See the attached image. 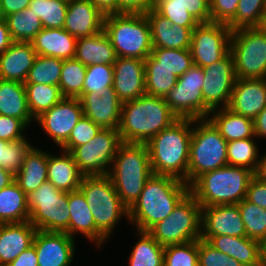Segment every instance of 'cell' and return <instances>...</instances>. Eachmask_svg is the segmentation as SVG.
<instances>
[{
  "mask_svg": "<svg viewBox=\"0 0 266 266\" xmlns=\"http://www.w3.org/2000/svg\"><path fill=\"white\" fill-rule=\"evenodd\" d=\"M116 129H102L88 143L75 147L70 153L84 176L108 175L119 145Z\"/></svg>",
  "mask_w": 266,
  "mask_h": 266,
  "instance_id": "13",
  "label": "cell"
},
{
  "mask_svg": "<svg viewBox=\"0 0 266 266\" xmlns=\"http://www.w3.org/2000/svg\"><path fill=\"white\" fill-rule=\"evenodd\" d=\"M245 199L266 209V183L253 177L249 182Z\"/></svg>",
  "mask_w": 266,
  "mask_h": 266,
  "instance_id": "55",
  "label": "cell"
},
{
  "mask_svg": "<svg viewBox=\"0 0 266 266\" xmlns=\"http://www.w3.org/2000/svg\"><path fill=\"white\" fill-rule=\"evenodd\" d=\"M59 156L48 153V181L54 187L71 192L78 190L84 175L79 171L78 165L70 152L62 151Z\"/></svg>",
  "mask_w": 266,
  "mask_h": 266,
  "instance_id": "30",
  "label": "cell"
},
{
  "mask_svg": "<svg viewBox=\"0 0 266 266\" xmlns=\"http://www.w3.org/2000/svg\"><path fill=\"white\" fill-rule=\"evenodd\" d=\"M219 235L247 236L238 204L201 208V236Z\"/></svg>",
  "mask_w": 266,
  "mask_h": 266,
  "instance_id": "19",
  "label": "cell"
},
{
  "mask_svg": "<svg viewBox=\"0 0 266 266\" xmlns=\"http://www.w3.org/2000/svg\"><path fill=\"white\" fill-rule=\"evenodd\" d=\"M201 205L189 193L148 233L162 246L184 244L201 237Z\"/></svg>",
  "mask_w": 266,
  "mask_h": 266,
  "instance_id": "10",
  "label": "cell"
},
{
  "mask_svg": "<svg viewBox=\"0 0 266 266\" xmlns=\"http://www.w3.org/2000/svg\"><path fill=\"white\" fill-rule=\"evenodd\" d=\"M258 148L253 138L227 142L228 165L243 167L253 173L258 166Z\"/></svg>",
  "mask_w": 266,
  "mask_h": 266,
  "instance_id": "44",
  "label": "cell"
},
{
  "mask_svg": "<svg viewBox=\"0 0 266 266\" xmlns=\"http://www.w3.org/2000/svg\"><path fill=\"white\" fill-rule=\"evenodd\" d=\"M68 206L69 236L73 238L75 233L80 232L88 240L95 242L97 248H100L106 238L97 230L89 205L79 189L68 192Z\"/></svg>",
  "mask_w": 266,
  "mask_h": 266,
  "instance_id": "28",
  "label": "cell"
},
{
  "mask_svg": "<svg viewBox=\"0 0 266 266\" xmlns=\"http://www.w3.org/2000/svg\"><path fill=\"white\" fill-rule=\"evenodd\" d=\"M29 221L28 196L16 181L0 190V224Z\"/></svg>",
  "mask_w": 266,
  "mask_h": 266,
  "instance_id": "35",
  "label": "cell"
},
{
  "mask_svg": "<svg viewBox=\"0 0 266 266\" xmlns=\"http://www.w3.org/2000/svg\"><path fill=\"white\" fill-rule=\"evenodd\" d=\"M86 68L75 58L63 60L58 85L63 97L79 98L82 95Z\"/></svg>",
  "mask_w": 266,
  "mask_h": 266,
  "instance_id": "42",
  "label": "cell"
},
{
  "mask_svg": "<svg viewBox=\"0 0 266 266\" xmlns=\"http://www.w3.org/2000/svg\"><path fill=\"white\" fill-rule=\"evenodd\" d=\"M69 0H31L30 11L41 19L44 28H63Z\"/></svg>",
  "mask_w": 266,
  "mask_h": 266,
  "instance_id": "43",
  "label": "cell"
},
{
  "mask_svg": "<svg viewBox=\"0 0 266 266\" xmlns=\"http://www.w3.org/2000/svg\"><path fill=\"white\" fill-rule=\"evenodd\" d=\"M29 221L37 230L69 235L68 193L46 181L28 195Z\"/></svg>",
  "mask_w": 266,
  "mask_h": 266,
  "instance_id": "9",
  "label": "cell"
},
{
  "mask_svg": "<svg viewBox=\"0 0 266 266\" xmlns=\"http://www.w3.org/2000/svg\"><path fill=\"white\" fill-rule=\"evenodd\" d=\"M0 115L20 119L27 127L35 120L28 109L23 82L0 79Z\"/></svg>",
  "mask_w": 266,
  "mask_h": 266,
  "instance_id": "33",
  "label": "cell"
},
{
  "mask_svg": "<svg viewBox=\"0 0 266 266\" xmlns=\"http://www.w3.org/2000/svg\"><path fill=\"white\" fill-rule=\"evenodd\" d=\"M203 71L205 74L202 87L204 105L210 111L219 109L221 106V108H228L237 79L231 52L223 59L203 68Z\"/></svg>",
  "mask_w": 266,
  "mask_h": 266,
  "instance_id": "15",
  "label": "cell"
},
{
  "mask_svg": "<svg viewBox=\"0 0 266 266\" xmlns=\"http://www.w3.org/2000/svg\"><path fill=\"white\" fill-rule=\"evenodd\" d=\"M199 266H243L235 258L216 250L205 240H198Z\"/></svg>",
  "mask_w": 266,
  "mask_h": 266,
  "instance_id": "51",
  "label": "cell"
},
{
  "mask_svg": "<svg viewBox=\"0 0 266 266\" xmlns=\"http://www.w3.org/2000/svg\"><path fill=\"white\" fill-rule=\"evenodd\" d=\"M253 124L255 136L266 138V107L253 120Z\"/></svg>",
  "mask_w": 266,
  "mask_h": 266,
  "instance_id": "59",
  "label": "cell"
},
{
  "mask_svg": "<svg viewBox=\"0 0 266 266\" xmlns=\"http://www.w3.org/2000/svg\"><path fill=\"white\" fill-rule=\"evenodd\" d=\"M146 94L164 98L176 85L178 77L165 67H145Z\"/></svg>",
  "mask_w": 266,
  "mask_h": 266,
  "instance_id": "47",
  "label": "cell"
},
{
  "mask_svg": "<svg viewBox=\"0 0 266 266\" xmlns=\"http://www.w3.org/2000/svg\"><path fill=\"white\" fill-rule=\"evenodd\" d=\"M5 19L4 10L2 6V0H0V20Z\"/></svg>",
  "mask_w": 266,
  "mask_h": 266,
  "instance_id": "64",
  "label": "cell"
},
{
  "mask_svg": "<svg viewBox=\"0 0 266 266\" xmlns=\"http://www.w3.org/2000/svg\"><path fill=\"white\" fill-rule=\"evenodd\" d=\"M151 30L153 48L190 49L195 27L172 24L154 8L145 13Z\"/></svg>",
  "mask_w": 266,
  "mask_h": 266,
  "instance_id": "24",
  "label": "cell"
},
{
  "mask_svg": "<svg viewBox=\"0 0 266 266\" xmlns=\"http://www.w3.org/2000/svg\"><path fill=\"white\" fill-rule=\"evenodd\" d=\"M190 193L184 181L167 175L153 174L134 205L128 210V220L137 231L148 232L165 219Z\"/></svg>",
  "mask_w": 266,
  "mask_h": 266,
  "instance_id": "1",
  "label": "cell"
},
{
  "mask_svg": "<svg viewBox=\"0 0 266 266\" xmlns=\"http://www.w3.org/2000/svg\"><path fill=\"white\" fill-rule=\"evenodd\" d=\"M37 54L31 42H13L0 55V79L25 82Z\"/></svg>",
  "mask_w": 266,
  "mask_h": 266,
  "instance_id": "27",
  "label": "cell"
},
{
  "mask_svg": "<svg viewBox=\"0 0 266 266\" xmlns=\"http://www.w3.org/2000/svg\"><path fill=\"white\" fill-rule=\"evenodd\" d=\"M211 113L214 115L211 116ZM209 116L208 119L227 142L255 137L253 119L251 118L236 114L229 108L212 110Z\"/></svg>",
  "mask_w": 266,
  "mask_h": 266,
  "instance_id": "34",
  "label": "cell"
},
{
  "mask_svg": "<svg viewBox=\"0 0 266 266\" xmlns=\"http://www.w3.org/2000/svg\"><path fill=\"white\" fill-rule=\"evenodd\" d=\"M14 41L11 38L9 29L7 27V23L5 19L0 20V55L6 51V49L13 43Z\"/></svg>",
  "mask_w": 266,
  "mask_h": 266,
  "instance_id": "58",
  "label": "cell"
},
{
  "mask_svg": "<svg viewBox=\"0 0 266 266\" xmlns=\"http://www.w3.org/2000/svg\"><path fill=\"white\" fill-rule=\"evenodd\" d=\"M11 38L15 42H31L44 28L41 19L29 7L5 16Z\"/></svg>",
  "mask_w": 266,
  "mask_h": 266,
  "instance_id": "37",
  "label": "cell"
},
{
  "mask_svg": "<svg viewBox=\"0 0 266 266\" xmlns=\"http://www.w3.org/2000/svg\"><path fill=\"white\" fill-rule=\"evenodd\" d=\"M77 38L65 29L43 28L31 41L37 55L72 59L75 56Z\"/></svg>",
  "mask_w": 266,
  "mask_h": 266,
  "instance_id": "29",
  "label": "cell"
},
{
  "mask_svg": "<svg viewBox=\"0 0 266 266\" xmlns=\"http://www.w3.org/2000/svg\"><path fill=\"white\" fill-rule=\"evenodd\" d=\"M266 107V79H236L228 108L255 119Z\"/></svg>",
  "mask_w": 266,
  "mask_h": 266,
  "instance_id": "23",
  "label": "cell"
},
{
  "mask_svg": "<svg viewBox=\"0 0 266 266\" xmlns=\"http://www.w3.org/2000/svg\"><path fill=\"white\" fill-rule=\"evenodd\" d=\"M254 173L243 167L226 165L199 176L189 187L201 207L238 204L245 199Z\"/></svg>",
  "mask_w": 266,
  "mask_h": 266,
  "instance_id": "5",
  "label": "cell"
},
{
  "mask_svg": "<svg viewBox=\"0 0 266 266\" xmlns=\"http://www.w3.org/2000/svg\"><path fill=\"white\" fill-rule=\"evenodd\" d=\"M27 126L15 117L0 115V139L7 142L25 138L23 131Z\"/></svg>",
  "mask_w": 266,
  "mask_h": 266,
  "instance_id": "53",
  "label": "cell"
},
{
  "mask_svg": "<svg viewBox=\"0 0 266 266\" xmlns=\"http://www.w3.org/2000/svg\"><path fill=\"white\" fill-rule=\"evenodd\" d=\"M266 14V0H240L235 17L227 24L231 31L262 27Z\"/></svg>",
  "mask_w": 266,
  "mask_h": 266,
  "instance_id": "40",
  "label": "cell"
},
{
  "mask_svg": "<svg viewBox=\"0 0 266 266\" xmlns=\"http://www.w3.org/2000/svg\"><path fill=\"white\" fill-rule=\"evenodd\" d=\"M105 15L117 13V0H90Z\"/></svg>",
  "mask_w": 266,
  "mask_h": 266,
  "instance_id": "60",
  "label": "cell"
},
{
  "mask_svg": "<svg viewBox=\"0 0 266 266\" xmlns=\"http://www.w3.org/2000/svg\"><path fill=\"white\" fill-rule=\"evenodd\" d=\"M260 249H261V258L265 262L266 261V236L260 242Z\"/></svg>",
  "mask_w": 266,
  "mask_h": 266,
  "instance_id": "63",
  "label": "cell"
},
{
  "mask_svg": "<svg viewBox=\"0 0 266 266\" xmlns=\"http://www.w3.org/2000/svg\"><path fill=\"white\" fill-rule=\"evenodd\" d=\"M192 124V119H177L146 143L153 174L175 177L188 184Z\"/></svg>",
  "mask_w": 266,
  "mask_h": 266,
  "instance_id": "2",
  "label": "cell"
},
{
  "mask_svg": "<svg viewBox=\"0 0 266 266\" xmlns=\"http://www.w3.org/2000/svg\"><path fill=\"white\" fill-rule=\"evenodd\" d=\"M247 237L261 242L266 236V209L246 199L238 203Z\"/></svg>",
  "mask_w": 266,
  "mask_h": 266,
  "instance_id": "45",
  "label": "cell"
},
{
  "mask_svg": "<svg viewBox=\"0 0 266 266\" xmlns=\"http://www.w3.org/2000/svg\"><path fill=\"white\" fill-rule=\"evenodd\" d=\"M163 266H199L198 240L165 246Z\"/></svg>",
  "mask_w": 266,
  "mask_h": 266,
  "instance_id": "49",
  "label": "cell"
},
{
  "mask_svg": "<svg viewBox=\"0 0 266 266\" xmlns=\"http://www.w3.org/2000/svg\"><path fill=\"white\" fill-rule=\"evenodd\" d=\"M63 59L37 55L24 84L59 85Z\"/></svg>",
  "mask_w": 266,
  "mask_h": 266,
  "instance_id": "41",
  "label": "cell"
},
{
  "mask_svg": "<svg viewBox=\"0 0 266 266\" xmlns=\"http://www.w3.org/2000/svg\"><path fill=\"white\" fill-rule=\"evenodd\" d=\"M84 116L102 129L118 130L122 112V102L113 87L106 89L104 96L95 92L82 93L79 97Z\"/></svg>",
  "mask_w": 266,
  "mask_h": 266,
  "instance_id": "20",
  "label": "cell"
},
{
  "mask_svg": "<svg viewBox=\"0 0 266 266\" xmlns=\"http://www.w3.org/2000/svg\"><path fill=\"white\" fill-rule=\"evenodd\" d=\"M108 173L122 204L129 210L153 175L146 143L122 142Z\"/></svg>",
  "mask_w": 266,
  "mask_h": 266,
  "instance_id": "4",
  "label": "cell"
},
{
  "mask_svg": "<svg viewBox=\"0 0 266 266\" xmlns=\"http://www.w3.org/2000/svg\"><path fill=\"white\" fill-rule=\"evenodd\" d=\"M74 58L85 66L92 64L113 65L117 55L110 39L102 30L93 36L77 38Z\"/></svg>",
  "mask_w": 266,
  "mask_h": 266,
  "instance_id": "31",
  "label": "cell"
},
{
  "mask_svg": "<svg viewBox=\"0 0 266 266\" xmlns=\"http://www.w3.org/2000/svg\"><path fill=\"white\" fill-rule=\"evenodd\" d=\"M177 119L164 98L144 94L123 102L118 132L122 142L147 143Z\"/></svg>",
  "mask_w": 266,
  "mask_h": 266,
  "instance_id": "3",
  "label": "cell"
},
{
  "mask_svg": "<svg viewBox=\"0 0 266 266\" xmlns=\"http://www.w3.org/2000/svg\"><path fill=\"white\" fill-rule=\"evenodd\" d=\"M230 52L237 79H266V30L263 27L232 31Z\"/></svg>",
  "mask_w": 266,
  "mask_h": 266,
  "instance_id": "11",
  "label": "cell"
},
{
  "mask_svg": "<svg viewBox=\"0 0 266 266\" xmlns=\"http://www.w3.org/2000/svg\"><path fill=\"white\" fill-rule=\"evenodd\" d=\"M101 130L102 128L100 126L83 115L77 122V125L72 129L67 142L61 147V150L71 152L75 147L88 143Z\"/></svg>",
  "mask_w": 266,
  "mask_h": 266,
  "instance_id": "50",
  "label": "cell"
},
{
  "mask_svg": "<svg viewBox=\"0 0 266 266\" xmlns=\"http://www.w3.org/2000/svg\"><path fill=\"white\" fill-rule=\"evenodd\" d=\"M24 85L28 109L34 119L64 98L60 92L59 86L44 84Z\"/></svg>",
  "mask_w": 266,
  "mask_h": 266,
  "instance_id": "38",
  "label": "cell"
},
{
  "mask_svg": "<svg viewBox=\"0 0 266 266\" xmlns=\"http://www.w3.org/2000/svg\"><path fill=\"white\" fill-rule=\"evenodd\" d=\"M204 71L193 65L186 73L178 77L176 85L164 97L171 112L178 119L208 118L210 110L204 105L202 87Z\"/></svg>",
  "mask_w": 266,
  "mask_h": 266,
  "instance_id": "12",
  "label": "cell"
},
{
  "mask_svg": "<svg viewBox=\"0 0 266 266\" xmlns=\"http://www.w3.org/2000/svg\"><path fill=\"white\" fill-rule=\"evenodd\" d=\"M103 30L117 57L145 60L153 50L150 25L145 14H106Z\"/></svg>",
  "mask_w": 266,
  "mask_h": 266,
  "instance_id": "6",
  "label": "cell"
},
{
  "mask_svg": "<svg viewBox=\"0 0 266 266\" xmlns=\"http://www.w3.org/2000/svg\"><path fill=\"white\" fill-rule=\"evenodd\" d=\"M30 2L31 0H2L4 15L8 16L22 11L26 7H29Z\"/></svg>",
  "mask_w": 266,
  "mask_h": 266,
  "instance_id": "57",
  "label": "cell"
},
{
  "mask_svg": "<svg viewBox=\"0 0 266 266\" xmlns=\"http://www.w3.org/2000/svg\"><path fill=\"white\" fill-rule=\"evenodd\" d=\"M104 20L90 0H69L63 29L76 38L93 36L103 30Z\"/></svg>",
  "mask_w": 266,
  "mask_h": 266,
  "instance_id": "22",
  "label": "cell"
},
{
  "mask_svg": "<svg viewBox=\"0 0 266 266\" xmlns=\"http://www.w3.org/2000/svg\"><path fill=\"white\" fill-rule=\"evenodd\" d=\"M75 241L65 232L37 230L32 245L38 266H70L75 253Z\"/></svg>",
  "mask_w": 266,
  "mask_h": 266,
  "instance_id": "17",
  "label": "cell"
},
{
  "mask_svg": "<svg viewBox=\"0 0 266 266\" xmlns=\"http://www.w3.org/2000/svg\"><path fill=\"white\" fill-rule=\"evenodd\" d=\"M216 250L235 258L243 266H264L261 258L260 242L249 237H235L228 235L201 236Z\"/></svg>",
  "mask_w": 266,
  "mask_h": 266,
  "instance_id": "25",
  "label": "cell"
},
{
  "mask_svg": "<svg viewBox=\"0 0 266 266\" xmlns=\"http://www.w3.org/2000/svg\"><path fill=\"white\" fill-rule=\"evenodd\" d=\"M83 115L79 98L64 97L52 108L41 113L35 120L61 148Z\"/></svg>",
  "mask_w": 266,
  "mask_h": 266,
  "instance_id": "16",
  "label": "cell"
},
{
  "mask_svg": "<svg viewBox=\"0 0 266 266\" xmlns=\"http://www.w3.org/2000/svg\"><path fill=\"white\" fill-rule=\"evenodd\" d=\"M15 181V175L0 166V190Z\"/></svg>",
  "mask_w": 266,
  "mask_h": 266,
  "instance_id": "62",
  "label": "cell"
},
{
  "mask_svg": "<svg viewBox=\"0 0 266 266\" xmlns=\"http://www.w3.org/2000/svg\"><path fill=\"white\" fill-rule=\"evenodd\" d=\"M254 177L266 183V153L259 158L258 166L254 172Z\"/></svg>",
  "mask_w": 266,
  "mask_h": 266,
  "instance_id": "61",
  "label": "cell"
},
{
  "mask_svg": "<svg viewBox=\"0 0 266 266\" xmlns=\"http://www.w3.org/2000/svg\"><path fill=\"white\" fill-rule=\"evenodd\" d=\"M193 126L188 164L189 186L204 173L228 165L227 141L214 124L202 118L193 120Z\"/></svg>",
  "mask_w": 266,
  "mask_h": 266,
  "instance_id": "7",
  "label": "cell"
},
{
  "mask_svg": "<svg viewBox=\"0 0 266 266\" xmlns=\"http://www.w3.org/2000/svg\"><path fill=\"white\" fill-rule=\"evenodd\" d=\"M155 0H117V13L145 14L154 8Z\"/></svg>",
  "mask_w": 266,
  "mask_h": 266,
  "instance_id": "54",
  "label": "cell"
},
{
  "mask_svg": "<svg viewBox=\"0 0 266 266\" xmlns=\"http://www.w3.org/2000/svg\"><path fill=\"white\" fill-rule=\"evenodd\" d=\"M113 70V88L122 103L146 94L145 60L117 57Z\"/></svg>",
  "mask_w": 266,
  "mask_h": 266,
  "instance_id": "18",
  "label": "cell"
},
{
  "mask_svg": "<svg viewBox=\"0 0 266 266\" xmlns=\"http://www.w3.org/2000/svg\"><path fill=\"white\" fill-rule=\"evenodd\" d=\"M7 266H38L35 247L31 245L27 250L21 252L17 258Z\"/></svg>",
  "mask_w": 266,
  "mask_h": 266,
  "instance_id": "56",
  "label": "cell"
},
{
  "mask_svg": "<svg viewBox=\"0 0 266 266\" xmlns=\"http://www.w3.org/2000/svg\"><path fill=\"white\" fill-rule=\"evenodd\" d=\"M193 66L190 49L153 48L145 59V67H165L177 77Z\"/></svg>",
  "mask_w": 266,
  "mask_h": 266,
  "instance_id": "36",
  "label": "cell"
},
{
  "mask_svg": "<svg viewBox=\"0 0 266 266\" xmlns=\"http://www.w3.org/2000/svg\"><path fill=\"white\" fill-rule=\"evenodd\" d=\"M139 241L129 258V266H163L164 246L160 245L148 232L138 231Z\"/></svg>",
  "mask_w": 266,
  "mask_h": 266,
  "instance_id": "39",
  "label": "cell"
},
{
  "mask_svg": "<svg viewBox=\"0 0 266 266\" xmlns=\"http://www.w3.org/2000/svg\"><path fill=\"white\" fill-rule=\"evenodd\" d=\"M48 153L32 147L25 157L20 171L15 175V181L28 196L48 181Z\"/></svg>",
  "mask_w": 266,
  "mask_h": 266,
  "instance_id": "32",
  "label": "cell"
},
{
  "mask_svg": "<svg viewBox=\"0 0 266 266\" xmlns=\"http://www.w3.org/2000/svg\"><path fill=\"white\" fill-rule=\"evenodd\" d=\"M262 27L266 30V14H265V19H264V23Z\"/></svg>",
  "mask_w": 266,
  "mask_h": 266,
  "instance_id": "65",
  "label": "cell"
},
{
  "mask_svg": "<svg viewBox=\"0 0 266 266\" xmlns=\"http://www.w3.org/2000/svg\"><path fill=\"white\" fill-rule=\"evenodd\" d=\"M154 9L172 24L196 27L210 23V0H155Z\"/></svg>",
  "mask_w": 266,
  "mask_h": 266,
  "instance_id": "21",
  "label": "cell"
},
{
  "mask_svg": "<svg viewBox=\"0 0 266 266\" xmlns=\"http://www.w3.org/2000/svg\"><path fill=\"white\" fill-rule=\"evenodd\" d=\"M231 33L227 24L199 23L192 31L193 65L205 68L223 59L230 52Z\"/></svg>",
  "mask_w": 266,
  "mask_h": 266,
  "instance_id": "14",
  "label": "cell"
},
{
  "mask_svg": "<svg viewBox=\"0 0 266 266\" xmlns=\"http://www.w3.org/2000/svg\"><path fill=\"white\" fill-rule=\"evenodd\" d=\"M79 190L84 194L97 230L108 239L119 219L128 218V209L122 204L108 175L84 176Z\"/></svg>",
  "mask_w": 266,
  "mask_h": 266,
  "instance_id": "8",
  "label": "cell"
},
{
  "mask_svg": "<svg viewBox=\"0 0 266 266\" xmlns=\"http://www.w3.org/2000/svg\"><path fill=\"white\" fill-rule=\"evenodd\" d=\"M32 147L26 138L10 142L0 139V166L16 175Z\"/></svg>",
  "mask_w": 266,
  "mask_h": 266,
  "instance_id": "46",
  "label": "cell"
},
{
  "mask_svg": "<svg viewBox=\"0 0 266 266\" xmlns=\"http://www.w3.org/2000/svg\"><path fill=\"white\" fill-rule=\"evenodd\" d=\"M113 65L92 64L87 66L83 85V93L95 92L104 96L106 89L113 87Z\"/></svg>",
  "mask_w": 266,
  "mask_h": 266,
  "instance_id": "48",
  "label": "cell"
},
{
  "mask_svg": "<svg viewBox=\"0 0 266 266\" xmlns=\"http://www.w3.org/2000/svg\"><path fill=\"white\" fill-rule=\"evenodd\" d=\"M37 229L30 221L0 224V266H7L33 243Z\"/></svg>",
  "mask_w": 266,
  "mask_h": 266,
  "instance_id": "26",
  "label": "cell"
},
{
  "mask_svg": "<svg viewBox=\"0 0 266 266\" xmlns=\"http://www.w3.org/2000/svg\"><path fill=\"white\" fill-rule=\"evenodd\" d=\"M240 0H210L211 22L228 24L236 14Z\"/></svg>",
  "mask_w": 266,
  "mask_h": 266,
  "instance_id": "52",
  "label": "cell"
}]
</instances>
